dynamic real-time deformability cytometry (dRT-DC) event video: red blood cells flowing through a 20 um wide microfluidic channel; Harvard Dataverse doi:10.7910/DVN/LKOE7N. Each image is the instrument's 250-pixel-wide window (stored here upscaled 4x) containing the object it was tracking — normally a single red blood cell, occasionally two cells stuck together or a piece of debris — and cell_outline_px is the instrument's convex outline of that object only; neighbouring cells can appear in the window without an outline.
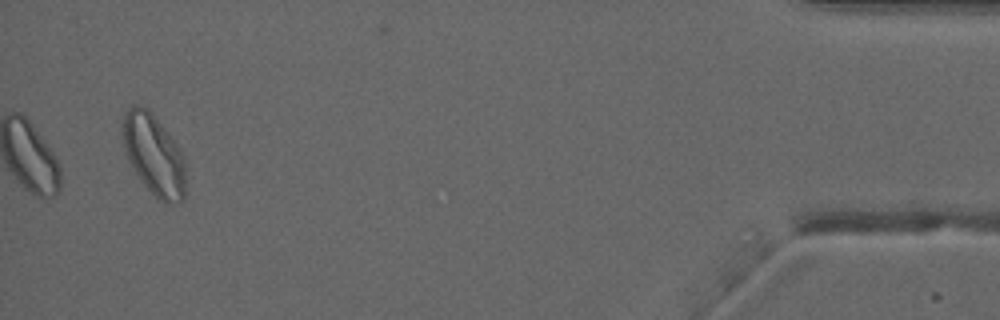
{"species": "common noctule bat (a hibernating species)", "species_latin": "Nyctalus noctula", "temperature_condition": "warm", "stored_images_in_passage": 36, "camera_frame_rate_fps": 3000, "um_per_image_px": 0.085, "animal": {"sex": "male", "forearm_length_mm": 52.5}, "frame": {"image": 1, "passage_image": 36, "time_ms": 11.667, "image_size_px": [1000, 320], "cell_outline_px": [[184, 200], [176, 204], [164, 204], [140, 180], [128, 160], [120, 132], [120, 124], [124, 112], [132, 104], [140, 104], [148, 108], [152, 112], [164, 128], [184, 156]], "centroid_in_image_um": [13.02, 13.11], "position_along_channel_um": 422.2, "area_um2": 29.94}, "authors_computed_cell_mechanics": {"area_um2": 21.5883, "velocity_mm_per_s": 3.983, "shape_relaxation_time_tau1_ms": null, "shape_relaxation_time_tau2_ms": 1.7071, "deformation_change_tau1": null, "deformation_change_tau2": 0.082}}